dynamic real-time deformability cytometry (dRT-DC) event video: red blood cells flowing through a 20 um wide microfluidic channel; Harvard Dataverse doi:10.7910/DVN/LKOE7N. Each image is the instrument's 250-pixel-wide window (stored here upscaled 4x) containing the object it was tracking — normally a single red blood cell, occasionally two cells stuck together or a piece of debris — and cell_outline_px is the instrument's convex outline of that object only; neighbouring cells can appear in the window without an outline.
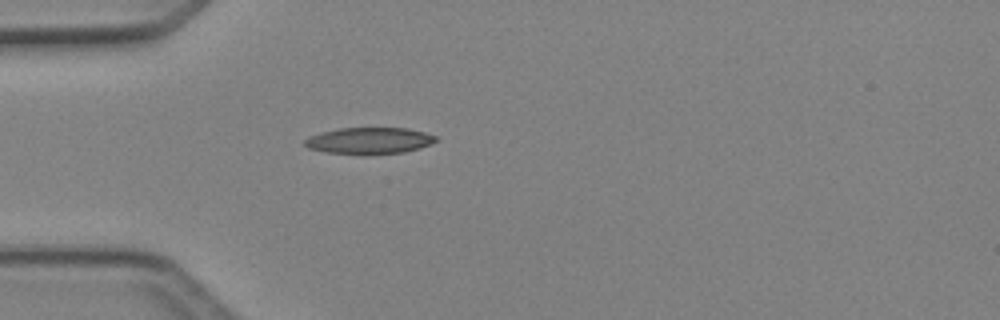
{"species": "Egyptian fruit bat (a non-hibernating species)", "species_latin": "Rousettus aegyptiacus", "temperature_condition": "cold", "stored_images_in_passage": 26, "camera_frame_rate_fps": 3000, "um_per_image_px": 0.085, "animal": {"sex": "female"}, "frame": {"image": 1, "passage_image": 1, "time_ms": 0.0, "image_size_px": [1000, 320], "cell_outline_px": [[436, 140], [420, 148], [404, 152], [328, 152], [308, 148], [304, 144], [304, 140], [308, 136], [320, 132], [340, 128], [408, 128], [424, 132], [436, 136]], "centroid_in_image_um": [31.36, 11.91], "position_along_channel_um": 53.6, "area_um2": 19.42}}
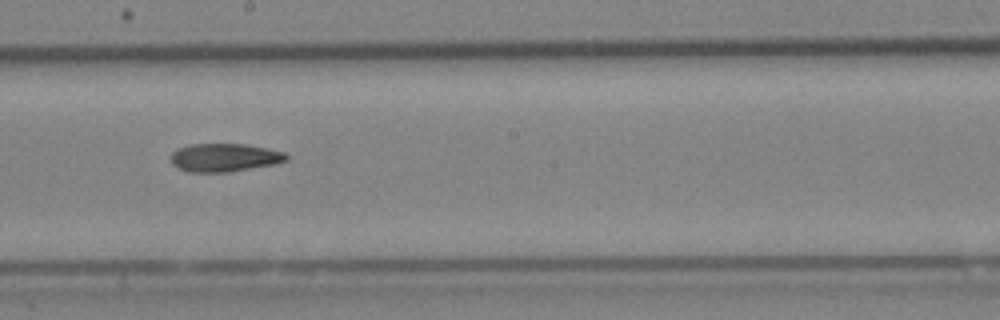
{"frame": {"image": 2, "passage_image": 14, "time_ms": 4.333, "image_size_px": [1000, 320], "cell_outline_px": [[288, 160], [276, 164], [228, 172], [188, 172], [176, 168], [172, 164], [168, 156], [172, 152], [180, 148], [192, 144], [244, 144], [284, 152], [288, 156]], "centroid_in_image_um": [19.04, 13.4], "position_along_channel_um": 229.2, "area_um2": 19.07}}
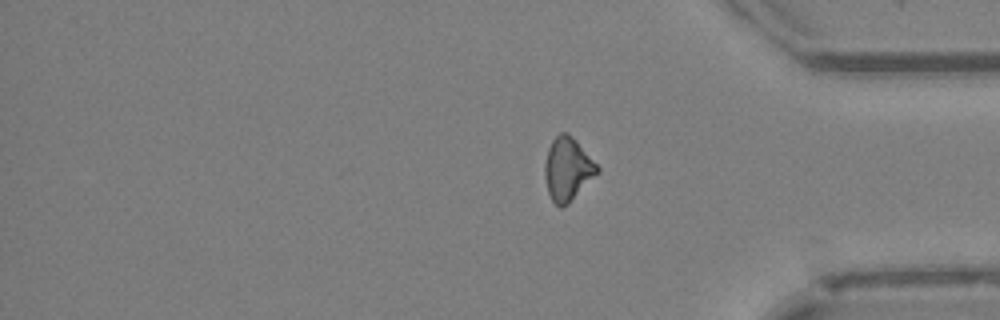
{"frame": {"image": 3, "passage_image": 26, "time_ms": 8.333, "image_size_px": [1000, 320], "cell_outline_px": [[600, 172], [568, 204], [560, 208], [552, 200], [548, 192], [544, 176], [544, 164], [548, 148], [552, 140], [560, 132], [568, 132], [576, 140], [600, 168]], "centroid_in_image_um": [48.24, 14.37], "position_along_channel_um": 387.0, "area_um2": 19.42}}